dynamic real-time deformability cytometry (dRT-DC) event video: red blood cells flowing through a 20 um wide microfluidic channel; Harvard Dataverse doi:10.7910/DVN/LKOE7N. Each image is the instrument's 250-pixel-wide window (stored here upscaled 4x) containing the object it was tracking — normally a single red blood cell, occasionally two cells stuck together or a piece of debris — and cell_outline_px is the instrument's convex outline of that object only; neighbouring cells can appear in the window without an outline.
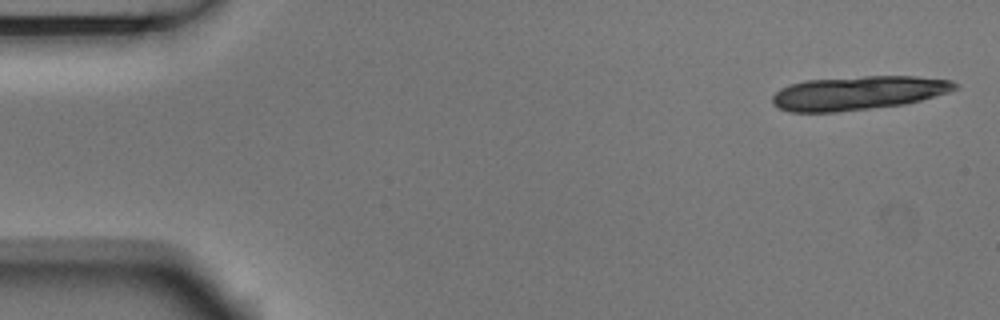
{"species": "Egyptian fruit bat (a non-hibernating species)", "species_latin": "Rousettus aegyptiacus", "temperature_condition": "room temperature", "stored_images_in_passage": 5, "camera_frame_rate_fps": 3000, "um_per_image_px": 0.085, "animal": {"sex": "male"}, "frame": {"image": 1, "passage_image": 1, "time_ms": 0.0, "image_size_px": [1000, 320], "cell_outline_px": [[960, 84], [956, 88], [948, 92], [920, 100], [904, 104], [836, 112], [788, 112], [772, 104], [772, 96], [780, 88], [788, 84], [804, 80], [864, 76], [916, 76], [952, 80]], "centroid_in_image_um": [72.91, 7.89], "position_along_channel_um": 12.1, "area_um2": 36.13}}